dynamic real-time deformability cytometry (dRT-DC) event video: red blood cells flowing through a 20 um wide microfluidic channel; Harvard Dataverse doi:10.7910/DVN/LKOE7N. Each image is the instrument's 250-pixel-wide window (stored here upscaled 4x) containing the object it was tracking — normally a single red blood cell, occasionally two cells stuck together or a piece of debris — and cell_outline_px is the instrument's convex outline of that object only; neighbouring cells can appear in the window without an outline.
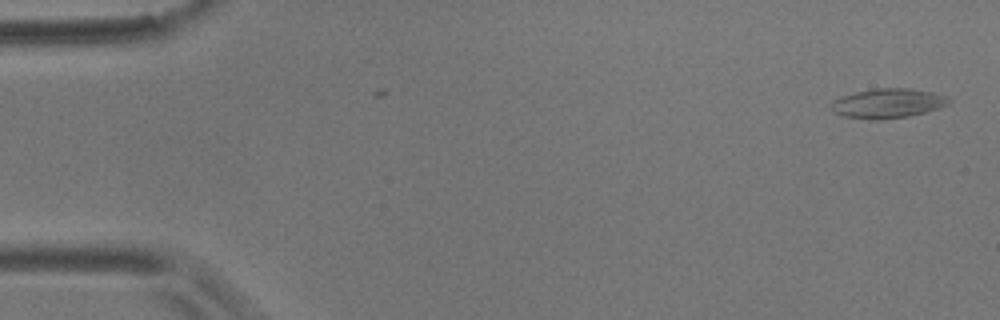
{"species": "common noctule bat (a hibernating species)", "species_latin": "Nyctalus noctula", "temperature_condition": "room temperature", "stored_images_in_passage": 5, "camera_frame_rate_fps": 3000, "um_per_image_px": 0.085, "animal": {"sex": "male", "body_mass_g": 17.9}, "frame": {"image": 1, "passage_image": 1, "time_ms": 0.0, "image_size_px": [1000, 320], "cell_outline_px": [[952, 100], [948, 104], [924, 112], [908, 116], [884, 120], [872, 120], [844, 116], [832, 112], [832, 104], [840, 96], [856, 92], [876, 88], [908, 88], [932, 92], [948, 96]], "centroid_in_image_um": [75.47, 8.78], "position_along_channel_um": 9.5, "area_um2": 20.17}}
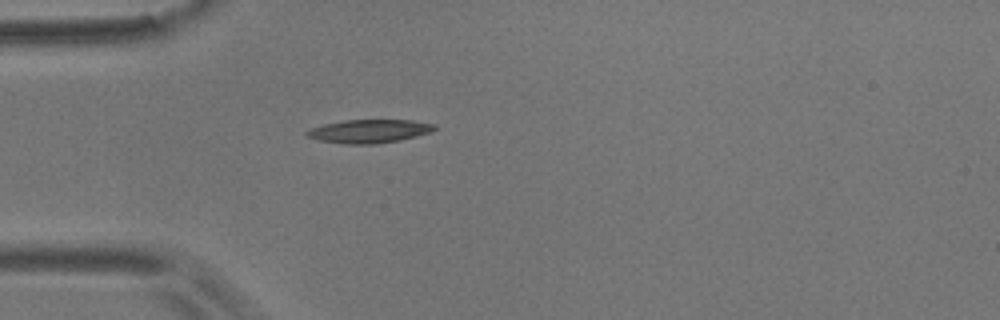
{"frame": {"image": 2, "passage_image": 5, "time_ms": 1.333, "image_size_px": [1000, 320], "cell_outline_px": [[436, 128], [432, 132], [400, 140], [376, 144], [344, 144], [316, 140], [304, 136], [304, 132], [312, 128], [324, 124], [344, 120], [412, 120], [436, 124]], "centroid_in_image_um": [31.36, 11.16], "position_along_channel_um": 53.6, "area_um2": 17.63}}